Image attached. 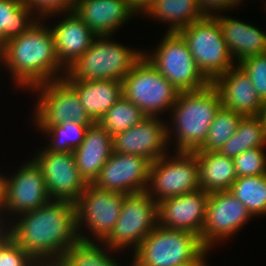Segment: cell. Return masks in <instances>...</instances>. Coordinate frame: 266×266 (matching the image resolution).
<instances>
[{
	"mask_svg": "<svg viewBox=\"0 0 266 266\" xmlns=\"http://www.w3.org/2000/svg\"><path fill=\"white\" fill-rule=\"evenodd\" d=\"M16 218L6 225L7 234L35 260L62 258L80 240L74 202L51 200Z\"/></svg>",
	"mask_w": 266,
	"mask_h": 266,
	"instance_id": "6da1fadb",
	"label": "cell"
},
{
	"mask_svg": "<svg viewBox=\"0 0 266 266\" xmlns=\"http://www.w3.org/2000/svg\"><path fill=\"white\" fill-rule=\"evenodd\" d=\"M40 18L25 33L7 40L2 47L3 65L14 85L26 91L63 78L66 69L60 64L53 33Z\"/></svg>",
	"mask_w": 266,
	"mask_h": 266,
	"instance_id": "7a4b0ae2",
	"label": "cell"
},
{
	"mask_svg": "<svg viewBox=\"0 0 266 266\" xmlns=\"http://www.w3.org/2000/svg\"><path fill=\"white\" fill-rule=\"evenodd\" d=\"M221 107L220 94L212 83L201 90L179 92L170 110L172 122L166 127L168 143H176L173 152L198 150Z\"/></svg>",
	"mask_w": 266,
	"mask_h": 266,
	"instance_id": "3957f363",
	"label": "cell"
},
{
	"mask_svg": "<svg viewBox=\"0 0 266 266\" xmlns=\"http://www.w3.org/2000/svg\"><path fill=\"white\" fill-rule=\"evenodd\" d=\"M111 37H97L90 48L67 69L64 78L67 81H122L144 57V51L116 43Z\"/></svg>",
	"mask_w": 266,
	"mask_h": 266,
	"instance_id": "277c9868",
	"label": "cell"
},
{
	"mask_svg": "<svg viewBox=\"0 0 266 266\" xmlns=\"http://www.w3.org/2000/svg\"><path fill=\"white\" fill-rule=\"evenodd\" d=\"M207 249L199 235L157 225L132 252L130 266H182Z\"/></svg>",
	"mask_w": 266,
	"mask_h": 266,
	"instance_id": "5b68a950",
	"label": "cell"
},
{
	"mask_svg": "<svg viewBox=\"0 0 266 266\" xmlns=\"http://www.w3.org/2000/svg\"><path fill=\"white\" fill-rule=\"evenodd\" d=\"M178 33L187 43L198 70L210 83L236 65L213 16H205Z\"/></svg>",
	"mask_w": 266,
	"mask_h": 266,
	"instance_id": "8992f818",
	"label": "cell"
},
{
	"mask_svg": "<svg viewBox=\"0 0 266 266\" xmlns=\"http://www.w3.org/2000/svg\"><path fill=\"white\" fill-rule=\"evenodd\" d=\"M162 41L144 57L151 63L178 92L197 91L210 82L198 70L187 43L178 32H166Z\"/></svg>",
	"mask_w": 266,
	"mask_h": 266,
	"instance_id": "52a82bcc",
	"label": "cell"
},
{
	"mask_svg": "<svg viewBox=\"0 0 266 266\" xmlns=\"http://www.w3.org/2000/svg\"><path fill=\"white\" fill-rule=\"evenodd\" d=\"M169 152L151 163L146 193L157 203L200 190L199 163L194 152Z\"/></svg>",
	"mask_w": 266,
	"mask_h": 266,
	"instance_id": "ba28073f",
	"label": "cell"
},
{
	"mask_svg": "<svg viewBox=\"0 0 266 266\" xmlns=\"http://www.w3.org/2000/svg\"><path fill=\"white\" fill-rule=\"evenodd\" d=\"M123 96L138 106L146 116L171 110L178 90L143 57L122 80Z\"/></svg>",
	"mask_w": 266,
	"mask_h": 266,
	"instance_id": "9c48e42d",
	"label": "cell"
},
{
	"mask_svg": "<svg viewBox=\"0 0 266 266\" xmlns=\"http://www.w3.org/2000/svg\"><path fill=\"white\" fill-rule=\"evenodd\" d=\"M30 91L39 92L32 113L37 129L69 121L86 126L94 123L82 106L76 89L64 77L38 85Z\"/></svg>",
	"mask_w": 266,
	"mask_h": 266,
	"instance_id": "30bf717a",
	"label": "cell"
},
{
	"mask_svg": "<svg viewBox=\"0 0 266 266\" xmlns=\"http://www.w3.org/2000/svg\"><path fill=\"white\" fill-rule=\"evenodd\" d=\"M124 196L125 194L100 190L88 184L75 202L80 240L104 242L113 231L120 216ZM83 226L87 231L89 230L88 236L84 234L86 232H82Z\"/></svg>",
	"mask_w": 266,
	"mask_h": 266,
	"instance_id": "8fae6325",
	"label": "cell"
},
{
	"mask_svg": "<svg viewBox=\"0 0 266 266\" xmlns=\"http://www.w3.org/2000/svg\"><path fill=\"white\" fill-rule=\"evenodd\" d=\"M157 225L158 203L146 192L127 194L115 227L103 243L118 252L130 247L134 252Z\"/></svg>",
	"mask_w": 266,
	"mask_h": 266,
	"instance_id": "7c38bea8",
	"label": "cell"
},
{
	"mask_svg": "<svg viewBox=\"0 0 266 266\" xmlns=\"http://www.w3.org/2000/svg\"><path fill=\"white\" fill-rule=\"evenodd\" d=\"M30 159L19 166L16 173L14 171L11 176L7 175L6 198L0 213L2 220L5 219V225L11 221L10 217L13 220V216L36 210L52 200L47 192L41 168ZM6 215L10 217H3ZM8 219L9 221H6Z\"/></svg>",
	"mask_w": 266,
	"mask_h": 266,
	"instance_id": "4fadbf2b",
	"label": "cell"
},
{
	"mask_svg": "<svg viewBox=\"0 0 266 266\" xmlns=\"http://www.w3.org/2000/svg\"><path fill=\"white\" fill-rule=\"evenodd\" d=\"M253 216L230 192L209 193L206 218L201 232V241L208 248L229 239L248 224ZM219 241V242H218Z\"/></svg>",
	"mask_w": 266,
	"mask_h": 266,
	"instance_id": "5bb4252c",
	"label": "cell"
},
{
	"mask_svg": "<svg viewBox=\"0 0 266 266\" xmlns=\"http://www.w3.org/2000/svg\"><path fill=\"white\" fill-rule=\"evenodd\" d=\"M36 154L32 159L41 168L50 198L75 203L88 183L80 175L73 153L48 151L44 146Z\"/></svg>",
	"mask_w": 266,
	"mask_h": 266,
	"instance_id": "9a60e30c",
	"label": "cell"
},
{
	"mask_svg": "<svg viewBox=\"0 0 266 266\" xmlns=\"http://www.w3.org/2000/svg\"><path fill=\"white\" fill-rule=\"evenodd\" d=\"M150 166L151 162L142 156L112 152L92 185L125 195L145 192Z\"/></svg>",
	"mask_w": 266,
	"mask_h": 266,
	"instance_id": "2e32d148",
	"label": "cell"
},
{
	"mask_svg": "<svg viewBox=\"0 0 266 266\" xmlns=\"http://www.w3.org/2000/svg\"><path fill=\"white\" fill-rule=\"evenodd\" d=\"M157 116H146L132 128L113 137V152L133 154L151 163L168 152L167 124ZM167 147V148H166Z\"/></svg>",
	"mask_w": 266,
	"mask_h": 266,
	"instance_id": "e0dca14e",
	"label": "cell"
},
{
	"mask_svg": "<svg viewBox=\"0 0 266 266\" xmlns=\"http://www.w3.org/2000/svg\"><path fill=\"white\" fill-rule=\"evenodd\" d=\"M209 193L202 189L158 203V225L201 236Z\"/></svg>",
	"mask_w": 266,
	"mask_h": 266,
	"instance_id": "ac0fdd59",
	"label": "cell"
},
{
	"mask_svg": "<svg viewBox=\"0 0 266 266\" xmlns=\"http://www.w3.org/2000/svg\"><path fill=\"white\" fill-rule=\"evenodd\" d=\"M59 14V15H58ZM63 15L64 18L50 27L60 64L67 70L82 56L98 37L74 12H56L44 17Z\"/></svg>",
	"mask_w": 266,
	"mask_h": 266,
	"instance_id": "d6986e66",
	"label": "cell"
},
{
	"mask_svg": "<svg viewBox=\"0 0 266 266\" xmlns=\"http://www.w3.org/2000/svg\"><path fill=\"white\" fill-rule=\"evenodd\" d=\"M212 85L220 94L222 107L245 116L261 115L263 101L259 98L249 76L236 64Z\"/></svg>",
	"mask_w": 266,
	"mask_h": 266,
	"instance_id": "ffe728a7",
	"label": "cell"
},
{
	"mask_svg": "<svg viewBox=\"0 0 266 266\" xmlns=\"http://www.w3.org/2000/svg\"><path fill=\"white\" fill-rule=\"evenodd\" d=\"M74 12L98 37L113 36L139 15L128 0H77Z\"/></svg>",
	"mask_w": 266,
	"mask_h": 266,
	"instance_id": "44dd1931",
	"label": "cell"
},
{
	"mask_svg": "<svg viewBox=\"0 0 266 266\" xmlns=\"http://www.w3.org/2000/svg\"><path fill=\"white\" fill-rule=\"evenodd\" d=\"M221 12L213 17L218 21L223 39L235 64L248 57L266 53V31ZM254 25V26H253Z\"/></svg>",
	"mask_w": 266,
	"mask_h": 266,
	"instance_id": "7402d4cb",
	"label": "cell"
},
{
	"mask_svg": "<svg viewBox=\"0 0 266 266\" xmlns=\"http://www.w3.org/2000/svg\"><path fill=\"white\" fill-rule=\"evenodd\" d=\"M112 152L113 137L98 122H94L88 126L82 144L72 153L80 175L92 184Z\"/></svg>",
	"mask_w": 266,
	"mask_h": 266,
	"instance_id": "603a6c76",
	"label": "cell"
},
{
	"mask_svg": "<svg viewBox=\"0 0 266 266\" xmlns=\"http://www.w3.org/2000/svg\"><path fill=\"white\" fill-rule=\"evenodd\" d=\"M68 82L76 89L82 106L94 122H98L123 96L122 81L84 80Z\"/></svg>",
	"mask_w": 266,
	"mask_h": 266,
	"instance_id": "cb8c5ba5",
	"label": "cell"
},
{
	"mask_svg": "<svg viewBox=\"0 0 266 266\" xmlns=\"http://www.w3.org/2000/svg\"><path fill=\"white\" fill-rule=\"evenodd\" d=\"M199 163V185L208 193L228 191L237 179L233 158L218 151H194Z\"/></svg>",
	"mask_w": 266,
	"mask_h": 266,
	"instance_id": "d4e9b609",
	"label": "cell"
},
{
	"mask_svg": "<svg viewBox=\"0 0 266 266\" xmlns=\"http://www.w3.org/2000/svg\"><path fill=\"white\" fill-rule=\"evenodd\" d=\"M142 15L169 23L167 32H179L205 17L197 0H155Z\"/></svg>",
	"mask_w": 266,
	"mask_h": 266,
	"instance_id": "484cf974",
	"label": "cell"
},
{
	"mask_svg": "<svg viewBox=\"0 0 266 266\" xmlns=\"http://www.w3.org/2000/svg\"><path fill=\"white\" fill-rule=\"evenodd\" d=\"M35 14L22 0H0V46L34 25L40 19Z\"/></svg>",
	"mask_w": 266,
	"mask_h": 266,
	"instance_id": "4316f807",
	"label": "cell"
},
{
	"mask_svg": "<svg viewBox=\"0 0 266 266\" xmlns=\"http://www.w3.org/2000/svg\"><path fill=\"white\" fill-rule=\"evenodd\" d=\"M254 147H266V129L261 115L243 117L238 130L218 152L234 158Z\"/></svg>",
	"mask_w": 266,
	"mask_h": 266,
	"instance_id": "83f0119b",
	"label": "cell"
},
{
	"mask_svg": "<svg viewBox=\"0 0 266 266\" xmlns=\"http://www.w3.org/2000/svg\"><path fill=\"white\" fill-rule=\"evenodd\" d=\"M251 213L266 215V174L237 178L228 190Z\"/></svg>",
	"mask_w": 266,
	"mask_h": 266,
	"instance_id": "f1b7e54d",
	"label": "cell"
},
{
	"mask_svg": "<svg viewBox=\"0 0 266 266\" xmlns=\"http://www.w3.org/2000/svg\"><path fill=\"white\" fill-rule=\"evenodd\" d=\"M116 251L107 247L103 242L78 240L64 253L62 258L68 266H121L111 254Z\"/></svg>",
	"mask_w": 266,
	"mask_h": 266,
	"instance_id": "f546056e",
	"label": "cell"
},
{
	"mask_svg": "<svg viewBox=\"0 0 266 266\" xmlns=\"http://www.w3.org/2000/svg\"><path fill=\"white\" fill-rule=\"evenodd\" d=\"M146 115L133 102L122 96L98 121L114 137L140 123Z\"/></svg>",
	"mask_w": 266,
	"mask_h": 266,
	"instance_id": "4dcf8cb0",
	"label": "cell"
},
{
	"mask_svg": "<svg viewBox=\"0 0 266 266\" xmlns=\"http://www.w3.org/2000/svg\"><path fill=\"white\" fill-rule=\"evenodd\" d=\"M88 126L69 121L47 129H38L45 137L48 135L49 144L45 148L53 152H73L84 141ZM51 138V139H50Z\"/></svg>",
	"mask_w": 266,
	"mask_h": 266,
	"instance_id": "1f68e13d",
	"label": "cell"
},
{
	"mask_svg": "<svg viewBox=\"0 0 266 266\" xmlns=\"http://www.w3.org/2000/svg\"><path fill=\"white\" fill-rule=\"evenodd\" d=\"M243 117L241 114L221 107L210 125L206 140L196 151H219L238 130Z\"/></svg>",
	"mask_w": 266,
	"mask_h": 266,
	"instance_id": "d6a6232c",
	"label": "cell"
},
{
	"mask_svg": "<svg viewBox=\"0 0 266 266\" xmlns=\"http://www.w3.org/2000/svg\"><path fill=\"white\" fill-rule=\"evenodd\" d=\"M265 147H254L233 158L237 178L266 174Z\"/></svg>",
	"mask_w": 266,
	"mask_h": 266,
	"instance_id": "836d02e7",
	"label": "cell"
},
{
	"mask_svg": "<svg viewBox=\"0 0 266 266\" xmlns=\"http://www.w3.org/2000/svg\"><path fill=\"white\" fill-rule=\"evenodd\" d=\"M238 65L249 76L259 98L266 101V53L248 57Z\"/></svg>",
	"mask_w": 266,
	"mask_h": 266,
	"instance_id": "e575fe53",
	"label": "cell"
},
{
	"mask_svg": "<svg viewBox=\"0 0 266 266\" xmlns=\"http://www.w3.org/2000/svg\"><path fill=\"white\" fill-rule=\"evenodd\" d=\"M34 262L8 234L0 241V266H33Z\"/></svg>",
	"mask_w": 266,
	"mask_h": 266,
	"instance_id": "d590c367",
	"label": "cell"
},
{
	"mask_svg": "<svg viewBox=\"0 0 266 266\" xmlns=\"http://www.w3.org/2000/svg\"><path fill=\"white\" fill-rule=\"evenodd\" d=\"M40 18L56 12L74 11L77 0H22Z\"/></svg>",
	"mask_w": 266,
	"mask_h": 266,
	"instance_id": "8d00e7d4",
	"label": "cell"
},
{
	"mask_svg": "<svg viewBox=\"0 0 266 266\" xmlns=\"http://www.w3.org/2000/svg\"><path fill=\"white\" fill-rule=\"evenodd\" d=\"M199 8L205 16H213L221 11H229L238 8L233 0H197Z\"/></svg>",
	"mask_w": 266,
	"mask_h": 266,
	"instance_id": "74e56055",
	"label": "cell"
},
{
	"mask_svg": "<svg viewBox=\"0 0 266 266\" xmlns=\"http://www.w3.org/2000/svg\"><path fill=\"white\" fill-rule=\"evenodd\" d=\"M155 0H128L133 9L140 15L143 14Z\"/></svg>",
	"mask_w": 266,
	"mask_h": 266,
	"instance_id": "f35d334b",
	"label": "cell"
},
{
	"mask_svg": "<svg viewBox=\"0 0 266 266\" xmlns=\"http://www.w3.org/2000/svg\"><path fill=\"white\" fill-rule=\"evenodd\" d=\"M33 266H68L63 258L38 259Z\"/></svg>",
	"mask_w": 266,
	"mask_h": 266,
	"instance_id": "ab89813d",
	"label": "cell"
},
{
	"mask_svg": "<svg viewBox=\"0 0 266 266\" xmlns=\"http://www.w3.org/2000/svg\"><path fill=\"white\" fill-rule=\"evenodd\" d=\"M6 175L7 174L4 175L0 173V213L3 209L6 198V180H7Z\"/></svg>",
	"mask_w": 266,
	"mask_h": 266,
	"instance_id": "60d3db41",
	"label": "cell"
},
{
	"mask_svg": "<svg viewBox=\"0 0 266 266\" xmlns=\"http://www.w3.org/2000/svg\"><path fill=\"white\" fill-rule=\"evenodd\" d=\"M211 249H207L198 259L182 266H208L207 255ZM207 262V263H206Z\"/></svg>",
	"mask_w": 266,
	"mask_h": 266,
	"instance_id": "b9f144b4",
	"label": "cell"
},
{
	"mask_svg": "<svg viewBox=\"0 0 266 266\" xmlns=\"http://www.w3.org/2000/svg\"><path fill=\"white\" fill-rule=\"evenodd\" d=\"M6 235H7L6 225L3 222L1 214H0V238H4Z\"/></svg>",
	"mask_w": 266,
	"mask_h": 266,
	"instance_id": "7bdbcfd3",
	"label": "cell"
},
{
	"mask_svg": "<svg viewBox=\"0 0 266 266\" xmlns=\"http://www.w3.org/2000/svg\"><path fill=\"white\" fill-rule=\"evenodd\" d=\"M261 117L264 121V124H265V129H266V101L263 102V110H262V113H261Z\"/></svg>",
	"mask_w": 266,
	"mask_h": 266,
	"instance_id": "ee69618b",
	"label": "cell"
},
{
	"mask_svg": "<svg viewBox=\"0 0 266 266\" xmlns=\"http://www.w3.org/2000/svg\"><path fill=\"white\" fill-rule=\"evenodd\" d=\"M2 64H3L2 46H0V70H1Z\"/></svg>",
	"mask_w": 266,
	"mask_h": 266,
	"instance_id": "f6af8a7d",
	"label": "cell"
},
{
	"mask_svg": "<svg viewBox=\"0 0 266 266\" xmlns=\"http://www.w3.org/2000/svg\"><path fill=\"white\" fill-rule=\"evenodd\" d=\"M243 1L245 0H239V4L237 6H240L241 3L243 4Z\"/></svg>",
	"mask_w": 266,
	"mask_h": 266,
	"instance_id": "bcb514c9",
	"label": "cell"
},
{
	"mask_svg": "<svg viewBox=\"0 0 266 266\" xmlns=\"http://www.w3.org/2000/svg\"><path fill=\"white\" fill-rule=\"evenodd\" d=\"M237 5L239 4V0H233Z\"/></svg>",
	"mask_w": 266,
	"mask_h": 266,
	"instance_id": "7dc6e473",
	"label": "cell"
}]
</instances>
